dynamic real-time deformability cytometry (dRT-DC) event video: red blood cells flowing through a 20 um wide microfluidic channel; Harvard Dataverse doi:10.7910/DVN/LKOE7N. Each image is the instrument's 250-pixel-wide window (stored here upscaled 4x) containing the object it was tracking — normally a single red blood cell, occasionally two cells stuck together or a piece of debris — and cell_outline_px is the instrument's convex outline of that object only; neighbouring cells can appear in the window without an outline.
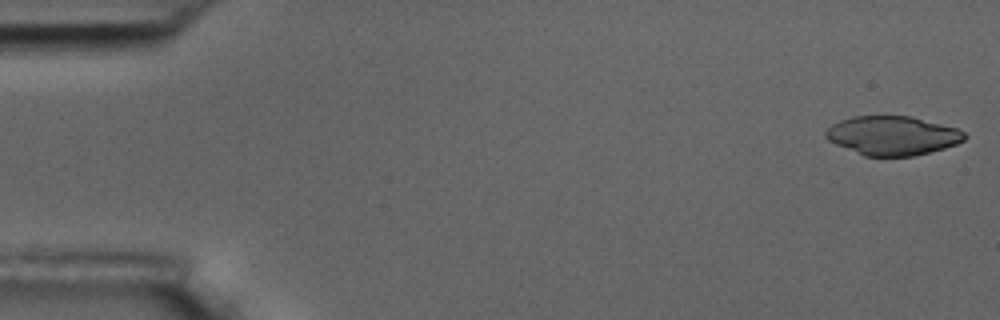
{"species": "common noctule bat (a hibernating species)", "species_latin": "Nyctalus noctula", "temperature_condition": "room temperature", "stored_images_in_passage": 55, "camera_frame_rate_fps": 3000, "um_per_image_px": 0.085, "animal": {"sex": "male", "body_mass_g": 17.5, "forearm_length_mm": 52.3}, "frame": {"image": 1, "passage_image": 1, "time_ms": 0.0, "image_size_px": [1000, 320], "cell_outline_px": [[968, 136], [964, 140], [956, 144], [944, 148], [912, 156], [864, 156], [836, 144], [828, 140], [824, 136], [824, 132], [832, 124], [840, 120], [852, 116], [912, 116], [956, 128], [964, 132]], "centroid_in_image_um": [75.84, 11.52], "position_along_channel_um": 9.2, "area_um2": 31.5}}